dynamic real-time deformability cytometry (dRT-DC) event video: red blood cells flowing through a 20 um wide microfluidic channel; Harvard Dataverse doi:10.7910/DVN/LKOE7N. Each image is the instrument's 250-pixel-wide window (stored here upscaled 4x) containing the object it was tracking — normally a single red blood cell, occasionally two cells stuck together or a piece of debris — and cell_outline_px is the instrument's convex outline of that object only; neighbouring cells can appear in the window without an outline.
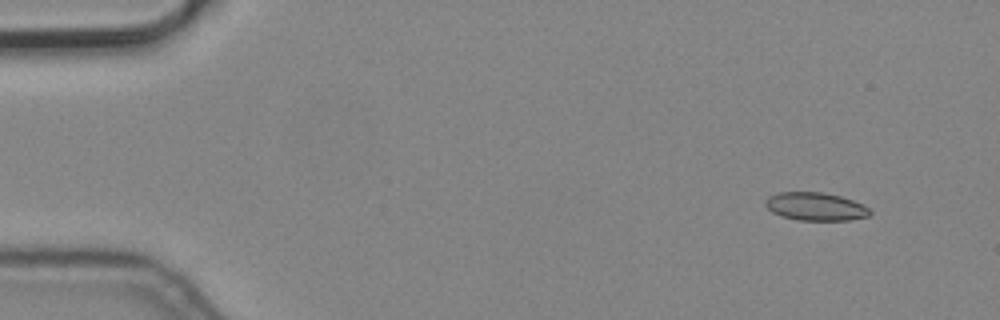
{"species": "common noctule bat (a hibernating species)", "species_latin": "Nyctalus noctula", "temperature_condition": "cold", "stored_images_in_passage": 6, "camera_frame_rate_fps": 3000, "um_per_image_px": 0.085, "animal": {"sex": "male", "body_mass_g": 19.2, "forearm_length_mm": 51.8}, "frame": {"image": 1, "passage_image": 1, "time_ms": 0.0, "image_size_px": [1000, 320], "cell_outline_px": [[872, 212], [868, 216], [848, 220], [796, 220], [780, 216], [772, 212], [764, 204], [764, 200], [768, 196], [780, 192], [824, 192], [840, 196], [852, 200], [868, 208]], "centroid_in_image_um": [69.27, 17.55], "position_along_channel_um": 15.7, "area_um2": 17.11}}
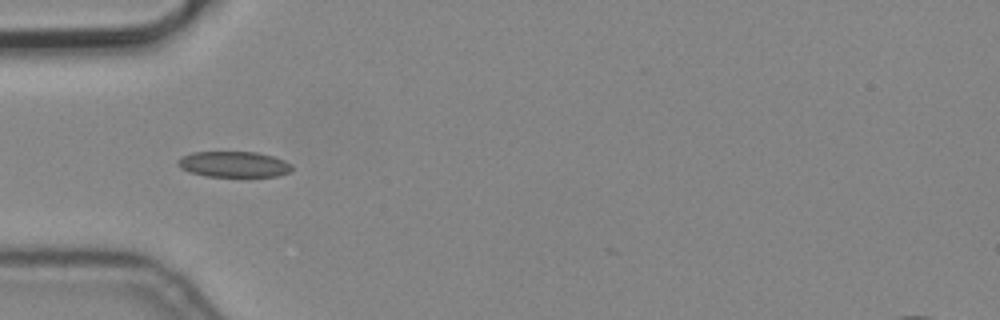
{"frame": {"image": 2, "passage_image": 4, "time_ms": 1.0, "image_size_px": [1000, 320], "cell_outline_px": [[292, 168], [288, 172], [276, 176], [208, 176], [188, 172], [180, 168], [176, 164], [176, 160], [180, 156], [192, 152], [256, 152], [272, 156], [284, 160], [292, 164]], "centroid_in_image_um": [19.81, 13.95], "position_along_channel_um": 65.2, "area_um2": 17.17}}
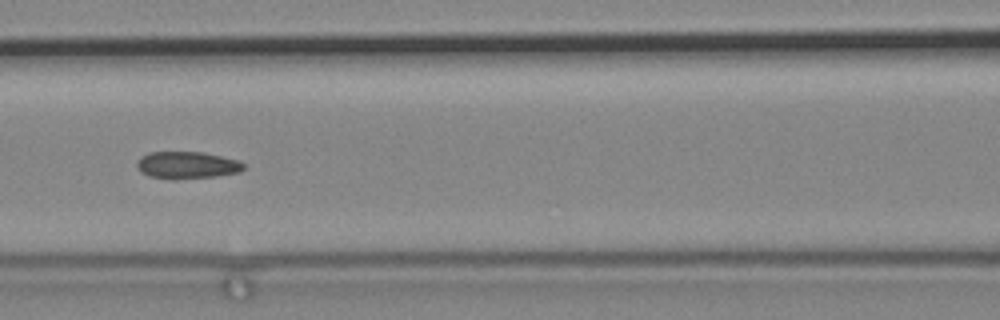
{"frame": {"image": 3, "passage_image": 6, "time_ms": 1.667, "image_size_px": [1000, 320], "cell_outline_px": [[244, 168], [240, 172], [216, 176], [176, 180], [168, 180], [148, 176], [140, 172], [136, 164], [136, 160], [140, 156], [148, 152], [204, 152], [240, 160], [244, 164]], "centroid_in_image_um": [15.86, 14.04], "position_along_channel_um": 150.7, "area_um2": 17.34}}